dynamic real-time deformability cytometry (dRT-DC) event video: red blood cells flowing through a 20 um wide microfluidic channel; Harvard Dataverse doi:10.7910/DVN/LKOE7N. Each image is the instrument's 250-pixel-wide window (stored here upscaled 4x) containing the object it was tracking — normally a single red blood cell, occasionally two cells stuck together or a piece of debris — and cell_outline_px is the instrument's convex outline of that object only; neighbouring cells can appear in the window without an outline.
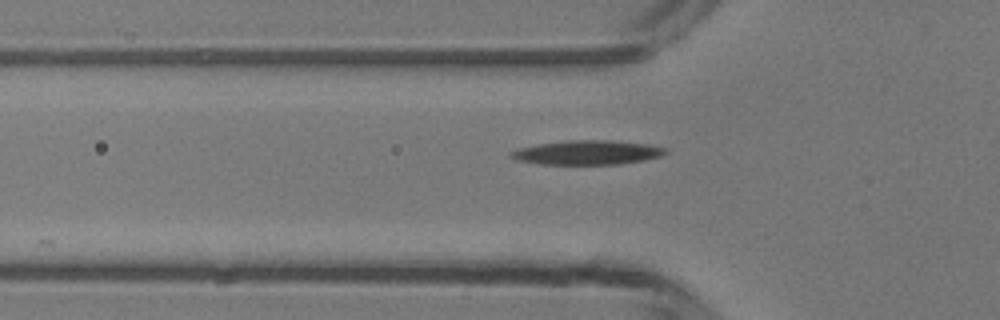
{"species": "common noctule bat (a hibernating species)", "species_latin": "Nyctalus noctula", "temperature_condition": "room temperature", "stored_images_in_passage": 32, "camera_frame_rate_fps": 3000, "um_per_image_px": 0.085, "animal": {"sex": "male", "body_mass_g": 13.3}, "frame": {"image": 1, "passage_image": 6, "time_ms": 1.667, "image_size_px": [1000, 320], "cell_outline_px": [[668, 152], [660, 156], [644, 160], [620, 164], [540, 164], [516, 160], [508, 156], [508, 152], [520, 148], [540, 144], [568, 140], [608, 140], [644, 144], [664, 148]], "centroid_in_image_um": [49.86, 12.97], "position_along_channel_um": 75.9, "area_um2": 21.62}}
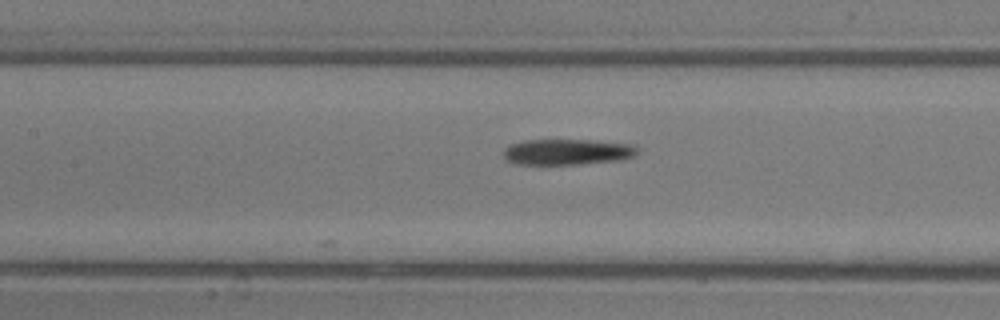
{"frame": {"image": 2, "passage_image": 12, "time_ms": 3.667, "image_size_px": [1000, 320], "cell_outline_px": [[640, 148], [636, 156], [620, 160], [580, 164], [516, 164], [508, 160], [504, 156], [504, 148], [508, 144], [524, 140], [588, 140], [636, 144]], "centroid_in_image_um": [48.27, 12.9], "position_along_channel_um": 159.1, "area_um2": 20.4}}
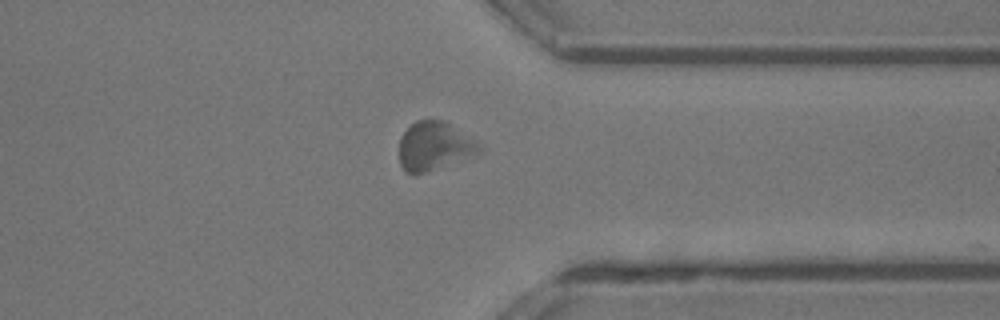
{"frame": {"image": 3, "passage_image": 28, "time_ms": 9.0, "image_size_px": [1000, 320], "cell_outline_px": [[484, 152], [416, 176], [404, 172], [400, 164], [400, 136], [416, 120], [444, 120], [476, 140]], "centroid_in_image_um": [36.92, 12.45], "position_along_channel_um": 374.5, "area_um2": 22.95}}